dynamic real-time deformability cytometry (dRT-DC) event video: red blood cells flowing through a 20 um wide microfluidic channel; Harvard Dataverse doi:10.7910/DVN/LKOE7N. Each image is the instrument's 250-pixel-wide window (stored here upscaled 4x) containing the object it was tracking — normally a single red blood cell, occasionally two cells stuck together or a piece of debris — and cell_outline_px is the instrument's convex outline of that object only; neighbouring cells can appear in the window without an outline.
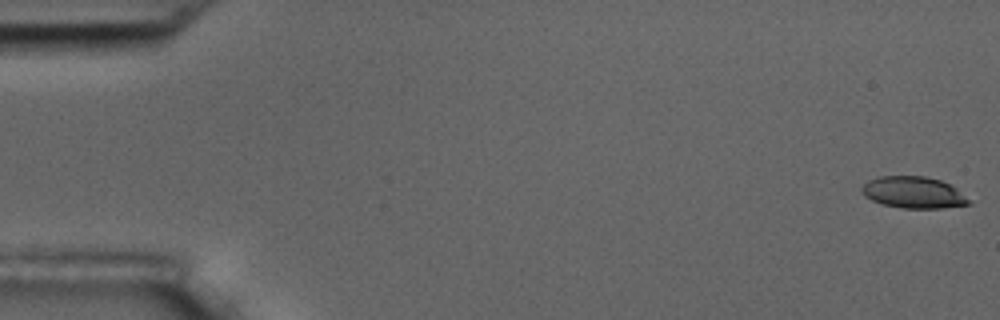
{"species": "common noctule bat (a hibernating species)", "species_latin": "Nyctalus noctula", "temperature_condition": "room temperature", "stored_images_in_passage": 6, "camera_frame_rate_fps": 3000, "um_per_image_px": 0.085, "animal": {"sex": "male", "body_mass_g": 17.5, "forearm_length_mm": 52.3}, "frame": {"image": 1, "passage_image": 1, "time_ms": 0.0, "image_size_px": [1000, 320], "cell_outline_px": [[972, 204], [944, 208], [904, 208], [880, 204], [864, 196], [860, 192], [860, 188], [868, 180], [880, 176], [924, 176], [940, 180], [952, 184]], "centroid_in_image_um": [77.61, 16.36], "position_along_channel_um": 7.4, "area_um2": 19.83}}
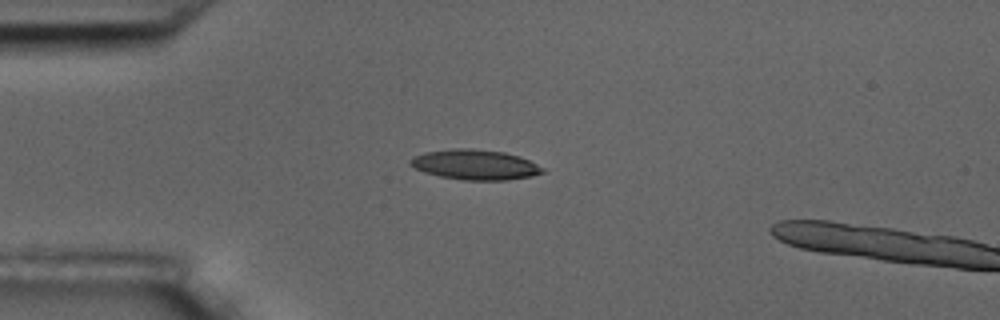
{"frame": {"image": 2, "passage_image": 5, "time_ms": 4.667, "image_size_px": [1000, 320], "cell_outline_px": [[544, 172], [532, 176], [508, 180], [464, 180], [440, 176], [424, 172], [408, 164], [408, 160], [412, 156], [424, 152], [452, 148], [468, 148], [504, 152], [520, 156], [544, 168]], "centroid_in_image_um": [40.35, 13.99], "position_along_channel_um": 44.7, "area_um2": 23.29}}